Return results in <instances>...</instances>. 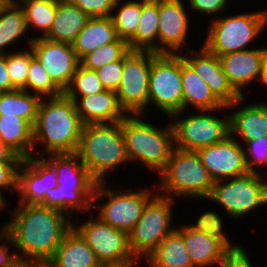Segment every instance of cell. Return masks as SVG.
Segmentation results:
<instances>
[{
    "instance_id": "cell-14",
    "label": "cell",
    "mask_w": 267,
    "mask_h": 267,
    "mask_svg": "<svg viewBox=\"0 0 267 267\" xmlns=\"http://www.w3.org/2000/svg\"><path fill=\"white\" fill-rule=\"evenodd\" d=\"M90 214L88 221L77 226L74 223L73 228L93 250L97 260L100 263L136 265L137 260L129 248L128 233L113 228L99 217H93V213Z\"/></svg>"
},
{
    "instance_id": "cell-42",
    "label": "cell",
    "mask_w": 267,
    "mask_h": 267,
    "mask_svg": "<svg viewBox=\"0 0 267 267\" xmlns=\"http://www.w3.org/2000/svg\"><path fill=\"white\" fill-rule=\"evenodd\" d=\"M90 17H109L117 0H69Z\"/></svg>"
},
{
    "instance_id": "cell-17",
    "label": "cell",
    "mask_w": 267,
    "mask_h": 267,
    "mask_svg": "<svg viewBox=\"0 0 267 267\" xmlns=\"http://www.w3.org/2000/svg\"><path fill=\"white\" fill-rule=\"evenodd\" d=\"M30 47L53 82L64 92L80 65L73 45L36 38L31 41Z\"/></svg>"
},
{
    "instance_id": "cell-34",
    "label": "cell",
    "mask_w": 267,
    "mask_h": 267,
    "mask_svg": "<svg viewBox=\"0 0 267 267\" xmlns=\"http://www.w3.org/2000/svg\"><path fill=\"white\" fill-rule=\"evenodd\" d=\"M121 1H116L111 18L118 38L128 42L136 34L142 13V0H127L120 5Z\"/></svg>"
},
{
    "instance_id": "cell-38",
    "label": "cell",
    "mask_w": 267,
    "mask_h": 267,
    "mask_svg": "<svg viewBox=\"0 0 267 267\" xmlns=\"http://www.w3.org/2000/svg\"><path fill=\"white\" fill-rule=\"evenodd\" d=\"M196 224L188 225L191 229L202 232L207 235L214 236L220 239L229 249H236L240 246V244H232L229 241V238L226 236V233H223V220L220 217V214L213 211H207L206 213H202L197 221Z\"/></svg>"
},
{
    "instance_id": "cell-18",
    "label": "cell",
    "mask_w": 267,
    "mask_h": 267,
    "mask_svg": "<svg viewBox=\"0 0 267 267\" xmlns=\"http://www.w3.org/2000/svg\"><path fill=\"white\" fill-rule=\"evenodd\" d=\"M57 186V172L44 157L23 159L18 170V204L40 205L46 191Z\"/></svg>"
},
{
    "instance_id": "cell-48",
    "label": "cell",
    "mask_w": 267,
    "mask_h": 267,
    "mask_svg": "<svg viewBox=\"0 0 267 267\" xmlns=\"http://www.w3.org/2000/svg\"><path fill=\"white\" fill-rule=\"evenodd\" d=\"M23 158L0 141V162H22Z\"/></svg>"
},
{
    "instance_id": "cell-50",
    "label": "cell",
    "mask_w": 267,
    "mask_h": 267,
    "mask_svg": "<svg viewBox=\"0 0 267 267\" xmlns=\"http://www.w3.org/2000/svg\"><path fill=\"white\" fill-rule=\"evenodd\" d=\"M129 264H116V263H100L97 267H133Z\"/></svg>"
},
{
    "instance_id": "cell-47",
    "label": "cell",
    "mask_w": 267,
    "mask_h": 267,
    "mask_svg": "<svg viewBox=\"0 0 267 267\" xmlns=\"http://www.w3.org/2000/svg\"><path fill=\"white\" fill-rule=\"evenodd\" d=\"M16 90L11 84V79L7 68V54L0 55V92H9Z\"/></svg>"
},
{
    "instance_id": "cell-35",
    "label": "cell",
    "mask_w": 267,
    "mask_h": 267,
    "mask_svg": "<svg viewBox=\"0 0 267 267\" xmlns=\"http://www.w3.org/2000/svg\"><path fill=\"white\" fill-rule=\"evenodd\" d=\"M30 66L26 78V85L22 90L43 98H54L64 94V92L53 82L51 77L43 68L40 61L33 55L30 46Z\"/></svg>"
},
{
    "instance_id": "cell-46",
    "label": "cell",
    "mask_w": 267,
    "mask_h": 267,
    "mask_svg": "<svg viewBox=\"0 0 267 267\" xmlns=\"http://www.w3.org/2000/svg\"><path fill=\"white\" fill-rule=\"evenodd\" d=\"M3 241V242H2ZM3 243V244H2ZM14 247L10 234L6 228L0 230V267H10L18 256L15 251L10 252Z\"/></svg>"
},
{
    "instance_id": "cell-16",
    "label": "cell",
    "mask_w": 267,
    "mask_h": 267,
    "mask_svg": "<svg viewBox=\"0 0 267 267\" xmlns=\"http://www.w3.org/2000/svg\"><path fill=\"white\" fill-rule=\"evenodd\" d=\"M229 135L222 142L199 148L203 165L213 182L249 173L243 143Z\"/></svg>"
},
{
    "instance_id": "cell-33",
    "label": "cell",
    "mask_w": 267,
    "mask_h": 267,
    "mask_svg": "<svg viewBox=\"0 0 267 267\" xmlns=\"http://www.w3.org/2000/svg\"><path fill=\"white\" fill-rule=\"evenodd\" d=\"M19 4H22L28 30L32 26L41 33L27 40L26 44L30 46L33 39L44 38L49 33L55 20L57 0H20Z\"/></svg>"
},
{
    "instance_id": "cell-9",
    "label": "cell",
    "mask_w": 267,
    "mask_h": 267,
    "mask_svg": "<svg viewBox=\"0 0 267 267\" xmlns=\"http://www.w3.org/2000/svg\"><path fill=\"white\" fill-rule=\"evenodd\" d=\"M266 181L261 173L253 172L216 181L206 200L221 205L229 217L239 220L252 210L267 204Z\"/></svg>"
},
{
    "instance_id": "cell-43",
    "label": "cell",
    "mask_w": 267,
    "mask_h": 267,
    "mask_svg": "<svg viewBox=\"0 0 267 267\" xmlns=\"http://www.w3.org/2000/svg\"><path fill=\"white\" fill-rule=\"evenodd\" d=\"M21 163L0 162V194L4 193V189L13 193L17 191L18 170Z\"/></svg>"
},
{
    "instance_id": "cell-19",
    "label": "cell",
    "mask_w": 267,
    "mask_h": 267,
    "mask_svg": "<svg viewBox=\"0 0 267 267\" xmlns=\"http://www.w3.org/2000/svg\"><path fill=\"white\" fill-rule=\"evenodd\" d=\"M187 13L183 0H159L158 53L179 54L185 50L190 33Z\"/></svg>"
},
{
    "instance_id": "cell-28",
    "label": "cell",
    "mask_w": 267,
    "mask_h": 267,
    "mask_svg": "<svg viewBox=\"0 0 267 267\" xmlns=\"http://www.w3.org/2000/svg\"><path fill=\"white\" fill-rule=\"evenodd\" d=\"M0 141L23 159L34 156L33 126L17 115H0Z\"/></svg>"
},
{
    "instance_id": "cell-37",
    "label": "cell",
    "mask_w": 267,
    "mask_h": 267,
    "mask_svg": "<svg viewBox=\"0 0 267 267\" xmlns=\"http://www.w3.org/2000/svg\"><path fill=\"white\" fill-rule=\"evenodd\" d=\"M106 90L95 70H89L79 65L72 81L64 91L67 97H82L97 94Z\"/></svg>"
},
{
    "instance_id": "cell-26",
    "label": "cell",
    "mask_w": 267,
    "mask_h": 267,
    "mask_svg": "<svg viewBox=\"0 0 267 267\" xmlns=\"http://www.w3.org/2000/svg\"><path fill=\"white\" fill-rule=\"evenodd\" d=\"M91 17L69 0L57 1L55 20L44 37L54 42L73 43Z\"/></svg>"
},
{
    "instance_id": "cell-5",
    "label": "cell",
    "mask_w": 267,
    "mask_h": 267,
    "mask_svg": "<svg viewBox=\"0 0 267 267\" xmlns=\"http://www.w3.org/2000/svg\"><path fill=\"white\" fill-rule=\"evenodd\" d=\"M142 118L141 114L127 115L121 121L127 155L130 163L139 161L159 175L175 148L173 128L171 122L162 129Z\"/></svg>"
},
{
    "instance_id": "cell-36",
    "label": "cell",
    "mask_w": 267,
    "mask_h": 267,
    "mask_svg": "<svg viewBox=\"0 0 267 267\" xmlns=\"http://www.w3.org/2000/svg\"><path fill=\"white\" fill-rule=\"evenodd\" d=\"M129 51L128 42L118 38L115 42L105 44L85 55L80 60V65L96 71L108 63L122 59Z\"/></svg>"
},
{
    "instance_id": "cell-29",
    "label": "cell",
    "mask_w": 267,
    "mask_h": 267,
    "mask_svg": "<svg viewBox=\"0 0 267 267\" xmlns=\"http://www.w3.org/2000/svg\"><path fill=\"white\" fill-rule=\"evenodd\" d=\"M27 32L26 16L19 1L4 0L0 4V55L8 54L10 45L14 46Z\"/></svg>"
},
{
    "instance_id": "cell-1",
    "label": "cell",
    "mask_w": 267,
    "mask_h": 267,
    "mask_svg": "<svg viewBox=\"0 0 267 267\" xmlns=\"http://www.w3.org/2000/svg\"><path fill=\"white\" fill-rule=\"evenodd\" d=\"M17 206L8 211L14 218L2 229L8 230L18 258L47 263L73 228L74 220L59 210L40 205Z\"/></svg>"
},
{
    "instance_id": "cell-12",
    "label": "cell",
    "mask_w": 267,
    "mask_h": 267,
    "mask_svg": "<svg viewBox=\"0 0 267 267\" xmlns=\"http://www.w3.org/2000/svg\"><path fill=\"white\" fill-rule=\"evenodd\" d=\"M148 105H155L168 118L183 111L181 54L158 53L149 75Z\"/></svg>"
},
{
    "instance_id": "cell-32",
    "label": "cell",
    "mask_w": 267,
    "mask_h": 267,
    "mask_svg": "<svg viewBox=\"0 0 267 267\" xmlns=\"http://www.w3.org/2000/svg\"><path fill=\"white\" fill-rule=\"evenodd\" d=\"M41 98L22 89L0 92V115H17L34 126Z\"/></svg>"
},
{
    "instance_id": "cell-27",
    "label": "cell",
    "mask_w": 267,
    "mask_h": 267,
    "mask_svg": "<svg viewBox=\"0 0 267 267\" xmlns=\"http://www.w3.org/2000/svg\"><path fill=\"white\" fill-rule=\"evenodd\" d=\"M118 39L111 16L91 17L72 43L79 60L99 47Z\"/></svg>"
},
{
    "instance_id": "cell-41",
    "label": "cell",
    "mask_w": 267,
    "mask_h": 267,
    "mask_svg": "<svg viewBox=\"0 0 267 267\" xmlns=\"http://www.w3.org/2000/svg\"><path fill=\"white\" fill-rule=\"evenodd\" d=\"M123 63L124 57L96 70V73L106 90L116 91L118 89L123 73Z\"/></svg>"
},
{
    "instance_id": "cell-21",
    "label": "cell",
    "mask_w": 267,
    "mask_h": 267,
    "mask_svg": "<svg viewBox=\"0 0 267 267\" xmlns=\"http://www.w3.org/2000/svg\"><path fill=\"white\" fill-rule=\"evenodd\" d=\"M68 98L75 102L77 112L85 125L119 122L128 115L120 106L114 90H104L97 94Z\"/></svg>"
},
{
    "instance_id": "cell-45",
    "label": "cell",
    "mask_w": 267,
    "mask_h": 267,
    "mask_svg": "<svg viewBox=\"0 0 267 267\" xmlns=\"http://www.w3.org/2000/svg\"><path fill=\"white\" fill-rule=\"evenodd\" d=\"M228 0H188L187 8L192 9L194 12H199L202 15L219 14L227 9ZM219 12V13H218Z\"/></svg>"
},
{
    "instance_id": "cell-15",
    "label": "cell",
    "mask_w": 267,
    "mask_h": 267,
    "mask_svg": "<svg viewBox=\"0 0 267 267\" xmlns=\"http://www.w3.org/2000/svg\"><path fill=\"white\" fill-rule=\"evenodd\" d=\"M185 48L188 51L184 55L182 53L183 58L206 81L214 96L230 110L235 111L239 104L242 105L246 96H241L229 83L219 57L209 52L203 45L197 51L189 49L188 45Z\"/></svg>"
},
{
    "instance_id": "cell-6",
    "label": "cell",
    "mask_w": 267,
    "mask_h": 267,
    "mask_svg": "<svg viewBox=\"0 0 267 267\" xmlns=\"http://www.w3.org/2000/svg\"><path fill=\"white\" fill-rule=\"evenodd\" d=\"M157 179L159 188L155 192L160 194L162 191L161 195L173 199L188 197L206 201L214 185L199 154L178 148L173 149L166 167Z\"/></svg>"
},
{
    "instance_id": "cell-10",
    "label": "cell",
    "mask_w": 267,
    "mask_h": 267,
    "mask_svg": "<svg viewBox=\"0 0 267 267\" xmlns=\"http://www.w3.org/2000/svg\"><path fill=\"white\" fill-rule=\"evenodd\" d=\"M225 109L229 110L227 106L216 110H200L197 114L184 119L179 117L182 111L172 114L170 117L175 120L171 123L174 147L186 151H197L199 148L225 140L230 135V116L227 115L221 119L213 114Z\"/></svg>"
},
{
    "instance_id": "cell-4",
    "label": "cell",
    "mask_w": 267,
    "mask_h": 267,
    "mask_svg": "<svg viewBox=\"0 0 267 267\" xmlns=\"http://www.w3.org/2000/svg\"><path fill=\"white\" fill-rule=\"evenodd\" d=\"M76 154L97 182H106L107 173L130 163L121 121L84 125Z\"/></svg>"
},
{
    "instance_id": "cell-39",
    "label": "cell",
    "mask_w": 267,
    "mask_h": 267,
    "mask_svg": "<svg viewBox=\"0 0 267 267\" xmlns=\"http://www.w3.org/2000/svg\"><path fill=\"white\" fill-rule=\"evenodd\" d=\"M30 66V50L9 52L7 54V68L11 84L16 89H22L26 85V78Z\"/></svg>"
},
{
    "instance_id": "cell-44",
    "label": "cell",
    "mask_w": 267,
    "mask_h": 267,
    "mask_svg": "<svg viewBox=\"0 0 267 267\" xmlns=\"http://www.w3.org/2000/svg\"><path fill=\"white\" fill-rule=\"evenodd\" d=\"M218 265L220 267H254L249 254L242 245L236 249H230Z\"/></svg>"
},
{
    "instance_id": "cell-13",
    "label": "cell",
    "mask_w": 267,
    "mask_h": 267,
    "mask_svg": "<svg viewBox=\"0 0 267 267\" xmlns=\"http://www.w3.org/2000/svg\"><path fill=\"white\" fill-rule=\"evenodd\" d=\"M153 51L130 50L124 56L123 73L115 91L120 106L128 115L143 114L149 101V75Z\"/></svg>"
},
{
    "instance_id": "cell-11",
    "label": "cell",
    "mask_w": 267,
    "mask_h": 267,
    "mask_svg": "<svg viewBox=\"0 0 267 267\" xmlns=\"http://www.w3.org/2000/svg\"><path fill=\"white\" fill-rule=\"evenodd\" d=\"M108 181L98 182L93 196L92 208H97L99 217L103 222L113 228L121 229L129 233L140 219L147 202L156 194L150 188L136 191H121L109 189ZM108 187V188H107ZM121 191V192H119ZM136 191V192H135ZM152 191V192H151ZM151 193V194H150ZM105 197L109 200L102 205L96 203L104 201Z\"/></svg>"
},
{
    "instance_id": "cell-20",
    "label": "cell",
    "mask_w": 267,
    "mask_h": 267,
    "mask_svg": "<svg viewBox=\"0 0 267 267\" xmlns=\"http://www.w3.org/2000/svg\"><path fill=\"white\" fill-rule=\"evenodd\" d=\"M219 59L229 83L241 96H244L243 88L253 81L264 84V47L224 54Z\"/></svg>"
},
{
    "instance_id": "cell-24",
    "label": "cell",
    "mask_w": 267,
    "mask_h": 267,
    "mask_svg": "<svg viewBox=\"0 0 267 267\" xmlns=\"http://www.w3.org/2000/svg\"><path fill=\"white\" fill-rule=\"evenodd\" d=\"M247 105V106H246ZM231 112L230 135L244 142L267 135V103L245 104Z\"/></svg>"
},
{
    "instance_id": "cell-7",
    "label": "cell",
    "mask_w": 267,
    "mask_h": 267,
    "mask_svg": "<svg viewBox=\"0 0 267 267\" xmlns=\"http://www.w3.org/2000/svg\"><path fill=\"white\" fill-rule=\"evenodd\" d=\"M265 25L267 10L212 18L203 46L218 57L248 50V45L260 36Z\"/></svg>"
},
{
    "instance_id": "cell-23",
    "label": "cell",
    "mask_w": 267,
    "mask_h": 267,
    "mask_svg": "<svg viewBox=\"0 0 267 267\" xmlns=\"http://www.w3.org/2000/svg\"><path fill=\"white\" fill-rule=\"evenodd\" d=\"M181 78L183 91V113L190 106L200 110H216L225 106L214 96L209 85L183 58L181 54Z\"/></svg>"
},
{
    "instance_id": "cell-53",
    "label": "cell",
    "mask_w": 267,
    "mask_h": 267,
    "mask_svg": "<svg viewBox=\"0 0 267 267\" xmlns=\"http://www.w3.org/2000/svg\"><path fill=\"white\" fill-rule=\"evenodd\" d=\"M42 267H51L48 263H45Z\"/></svg>"
},
{
    "instance_id": "cell-22",
    "label": "cell",
    "mask_w": 267,
    "mask_h": 267,
    "mask_svg": "<svg viewBox=\"0 0 267 267\" xmlns=\"http://www.w3.org/2000/svg\"><path fill=\"white\" fill-rule=\"evenodd\" d=\"M183 237L190 260L195 267L218 265L230 250L220 239L191 229L188 225L175 228Z\"/></svg>"
},
{
    "instance_id": "cell-40",
    "label": "cell",
    "mask_w": 267,
    "mask_h": 267,
    "mask_svg": "<svg viewBox=\"0 0 267 267\" xmlns=\"http://www.w3.org/2000/svg\"><path fill=\"white\" fill-rule=\"evenodd\" d=\"M243 146L249 171L261 173L256 168L260 166L267 167V135L250 140Z\"/></svg>"
},
{
    "instance_id": "cell-49",
    "label": "cell",
    "mask_w": 267,
    "mask_h": 267,
    "mask_svg": "<svg viewBox=\"0 0 267 267\" xmlns=\"http://www.w3.org/2000/svg\"><path fill=\"white\" fill-rule=\"evenodd\" d=\"M45 262L18 258L10 267H42Z\"/></svg>"
},
{
    "instance_id": "cell-51",
    "label": "cell",
    "mask_w": 267,
    "mask_h": 267,
    "mask_svg": "<svg viewBox=\"0 0 267 267\" xmlns=\"http://www.w3.org/2000/svg\"><path fill=\"white\" fill-rule=\"evenodd\" d=\"M264 64H265L264 85L267 87V47H264Z\"/></svg>"
},
{
    "instance_id": "cell-2",
    "label": "cell",
    "mask_w": 267,
    "mask_h": 267,
    "mask_svg": "<svg viewBox=\"0 0 267 267\" xmlns=\"http://www.w3.org/2000/svg\"><path fill=\"white\" fill-rule=\"evenodd\" d=\"M84 125L75 102L65 94L41 99L33 126L34 156L76 153ZM37 144L45 148L39 155Z\"/></svg>"
},
{
    "instance_id": "cell-31",
    "label": "cell",
    "mask_w": 267,
    "mask_h": 267,
    "mask_svg": "<svg viewBox=\"0 0 267 267\" xmlns=\"http://www.w3.org/2000/svg\"><path fill=\"white\" fill-rule=\"evenodd\" d=\"M146 260L150 267H195L184 239L176 229L159 243Z\"/></svg>"
},
{
    "instance_id": "cell-8",
    "label": "cell",
    "mask_w": 267,
    "mask_h": 267,
    "mask_svg": "<svg viewBox=\"0 0 267 267\" xmlns=\"http://www.w3.org/2000/svg\"><path fill=\"white\" fill-rule=\"evenodd\" d=\"M174 204L175 199L156 192L145 205L140 219L128 233L129 248L137 261L147 259L159 243L176 228L171 226Z\"/></svg>"
},
{
    "instance_id": "cell-25",
    "label": "cell",
    "mask_w": 267,
    "mask_h": 267,
    "mask_svg": "<svg viewBox=\"0 0 267 267\" xmlns=\"http://www.w3.org/2000/svg\"><path fill=\"white\" fill-rule=\"evenodd\" d=\"M47 263L51 267H97L100 264L93 250L74 228L65 235Z\"/></svg>"
},
{
    "instance_id": "cell-3",
    "label": "cell",
    "mask_w": 267,
    "mask_h": 267,
    "mask_svg": "<svg viewBox=\"0 0 267 267\" xmlns=\"http://www.w3.org/2000/svg\"><path fill=\"white\" fill-rule=\"evenodd\" d=\"M56 170L58 186L46 191L42 207L59 210L73 217L75 210L92 212L97 181L76 153L44 157ZM91 210V211H90ZM72 213V214H71Z\"/></svg>"
},
{
    "instance_id": "cell-52",
    "label": "cell",
    "mask_w": 267,
    "mask_h": 267,
    "mask_svg": "<svg viewBox=\"0 0 267 267\" xmlns=\"http://www.w3.org/2000/svg\"><path fill=\"white\" fill-rule=\"evenodd\" d=\"M6 205L8 206L7 200L5 199V195L0 194V211L1 212H2V210L5 209Z\"/></svg>"
},
{
    "instance_id": "cell-30",
    "label": "cell",
    "mask_w": 267,
    "mask_h": 267,
    "mask_svg": "<svg viewBox=\"0 0 267 267\" xmlns=\"http://www.w3.org/2000/svg\"><path fill=\"white\" fill-rule=\"evenodd\" d=\"M159 0H142L141 18L136 34L128 41L130 50L158 53Z\"/></svg>"
}]
</instances>
